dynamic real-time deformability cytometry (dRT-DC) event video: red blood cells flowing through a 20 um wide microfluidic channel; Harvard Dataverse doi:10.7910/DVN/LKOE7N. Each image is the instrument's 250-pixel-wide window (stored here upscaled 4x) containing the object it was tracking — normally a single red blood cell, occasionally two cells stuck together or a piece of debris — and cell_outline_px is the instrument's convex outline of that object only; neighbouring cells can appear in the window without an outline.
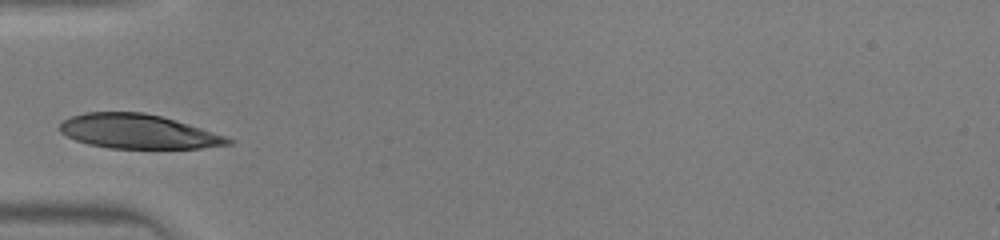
{"species": "human", "species_latin": "Homo sapiens", "temperature_condition": "warm", "stored_images_in_passage": 24, "camera_frame_rate_fps": 3000, "um_per_image_px": 0.085, "donor": {"sex": "male"}, "frame": {"image": 1, "passage_image": 1, "time_ms": 0.0, "image_size_px": [1000, 240], "cell_outline_px": [[236, 140], [232, 144], [200, 148], [108, 148], [88, 144], [76, 140], [60, 132], [60, 124], [64, 120], [72, 116], [84, 112], [144, 112], [176, 120]], "centroid_in_image_um": [11.73, 11.18], "position_along_channel_um": 73.3, "area_um2": 33.41}}
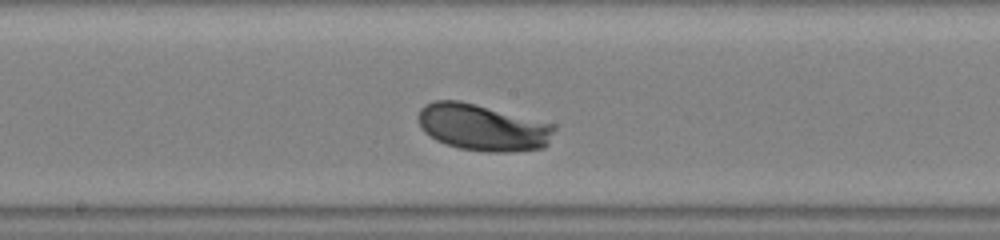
{"frame": {"image": 2, "passage_image": 10, "time_ms": 3.0, "image_size_px": [1000, 240], "cell_outline_px": [[556, 128], [548, 144], [544, 148], [504, 152], [488, 152], [460, 148], [444, 144], [436, 140], [424, 132], [420, 128], [416, 116], [420, 108], [424, 104], [436, 100], [460, 100], [556, 124]], "centroid_in_image_um": [41.01, 10.82], "position_along_channel_um": 207.2, "area_um2": 37.34}}
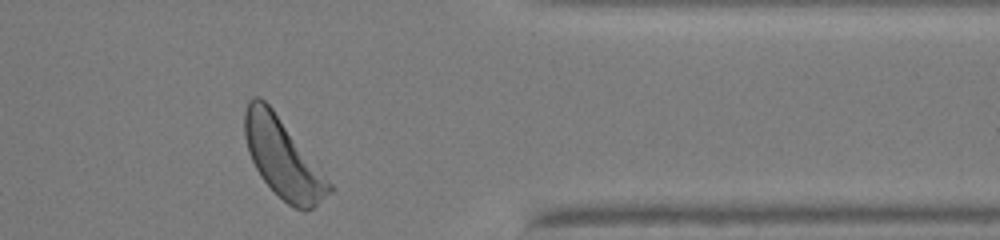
{"frame": {"image": 3, "passage_image": 23, "time_ms": 7.333, "image_size_px": [1000, 240], "cell_outline_px": [[332, 192], [312, 208], [304, 212], [288, 204], [260, 176], [248, 152], [244, 136], [244, 112], [248, 100], [252, 96], [260, 96], [272, 108], [332, 184]], "centroid_in_image_um": [24.02, 13.42], "position_along_channel_um": 387.4, "area_um2": 38.32}}